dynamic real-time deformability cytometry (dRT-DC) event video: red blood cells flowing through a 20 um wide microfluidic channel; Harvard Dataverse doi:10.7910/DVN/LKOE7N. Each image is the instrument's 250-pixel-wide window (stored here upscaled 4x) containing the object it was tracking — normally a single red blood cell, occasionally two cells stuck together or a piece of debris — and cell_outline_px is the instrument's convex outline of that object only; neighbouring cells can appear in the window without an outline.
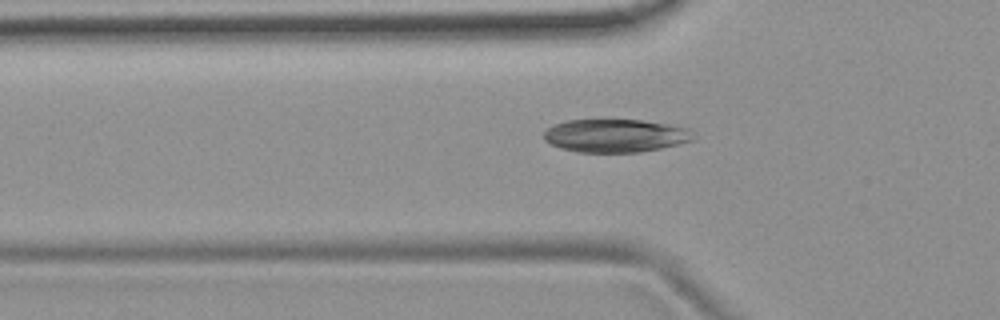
{"species": "common noctule bat (a hibernating species)", "species_latin": "Nyctalus noctula", "temperature_condition": "room temperature", "stored_images_in_passage": 37, "camera_frame_rate_fps": 3000, "um_per_image_px": 0.085, "animal": {"sex": "female", "body_mass_g": 19.9}, "frame": {"image": 1, "passage_image": 7, "time_ms": 2.0, "image_size_px": [1000, 320], "cell_outline_px": [[692, 140], [680, 144], [640, 152], [576, 152], [560, 148], [544, 140], [544, 132], [548, 128], [556, 124], [568, 120], [644, 120], [672, 124], [692, 128]], "centroid_in_image_um": [52.35, 11.53], "position_along_channel_um": 73.5, "area_um2": 28.96}}
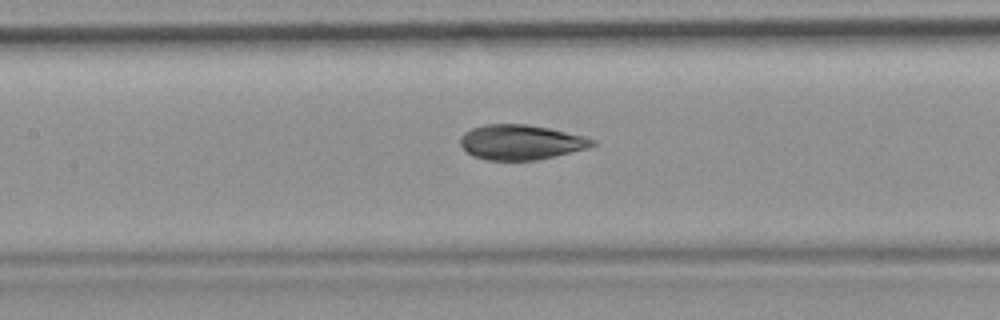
{"frame": {"image": 2, "passage_image": 14, "time_ms": 4.333, "image_size_px": [1000, 320], "cell_outline_px": [[596, 144], [588, 148], [536, 160], [488, 160], [472, 156], [460, 144], [460, 136], [464, 132], [472, 128], [484, 124], [528, 124], [548, 128], [584, 136], [596, 140]], "centroid_in_image_um": [44.25, 12.08], "position_along_channel_um": 163.1, "area_um2": 26.82}}
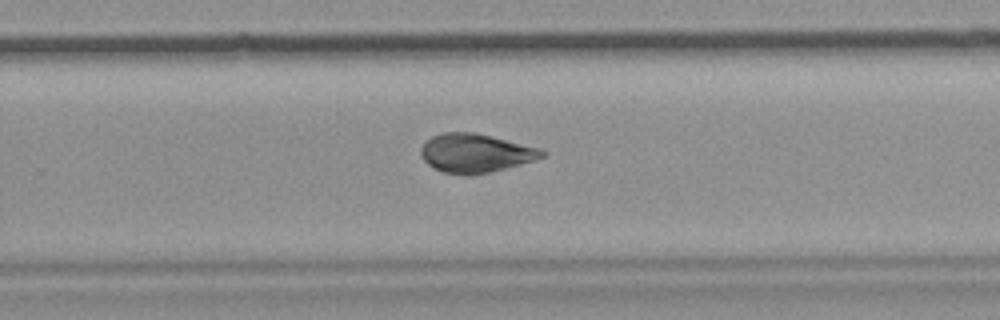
{"frame": {"image": 3, "passage_image": 24, "time_ms": 7.667, "image_size_px": [1000, 320], "cell_outline_px": [[548, 152], [544, 156], [532, 160], [504, 168], [488, 172], [444, 172], [428, 164], [420, 156], [420, 148], [432, 136], [444, 132], [476, 132], [540, 148]], "centroid_in_image_um": [40.41, 12.96], "position_along_channel_um": 289.4, "area_um2": 26.47}}